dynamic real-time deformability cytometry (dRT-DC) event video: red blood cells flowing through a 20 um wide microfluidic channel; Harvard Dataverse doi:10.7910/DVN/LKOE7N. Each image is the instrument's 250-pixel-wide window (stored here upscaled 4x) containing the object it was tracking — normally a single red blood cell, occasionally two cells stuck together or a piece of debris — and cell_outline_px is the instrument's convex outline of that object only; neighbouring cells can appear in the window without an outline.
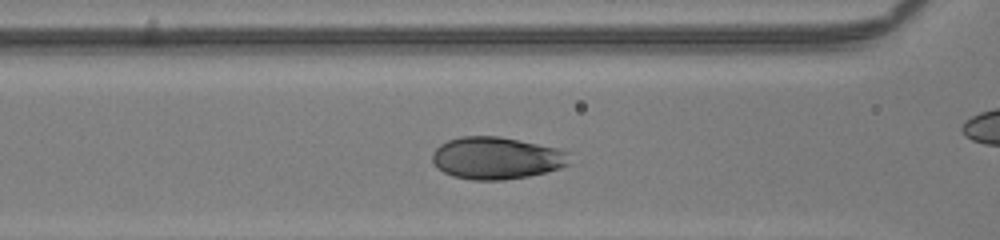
{"species": "human", "species_latin": "Homo sapiens", "temperature_condition": "room temperature", "stored_images_in_passage": 39, "camera_frame_rate_fps": 3000, "um_per_image_px": 0.085, "donor": {"sex": "male"}, "frame": {"image": 1, "passage_image": 19, "time_ms": 6.0, "image_size_px": [1000, 240], "cell_outline_px": [[568, 164], [560, 168], [528, 176], [504, 180], [472, 180], [452, 176], [436, 168], [432, 160], [432, 152], [440, 144], [448, 140], [460, 136], [500, 136], [560, 148], [568, 152]], "centroid_in_image_um": [42.17, 13.43], "position_along_channel_um": 124.4, "area_um2": 33.93}}
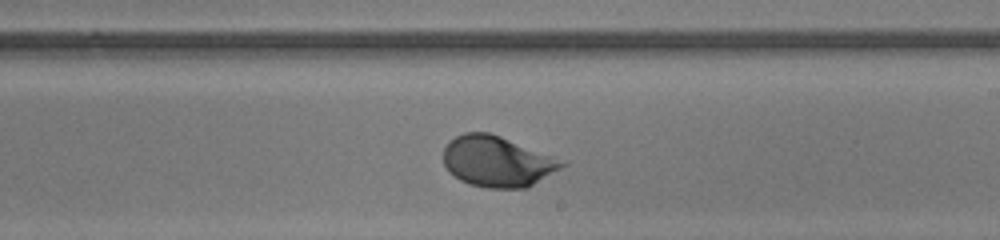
{"frame": {"image": 2, "passage_image": 28, "time_ms": 9.0, "image_size_px": [1000, 240], "cell_outline_px": [[568, 164], [528, 188], [488, 188], [468, 184], [460, 180], [448, 172], [444, 164], [444, 148], [448, 140], [464, 132], [488, 132], [500, 136], [568, 160]], "centroid_in_image_um": [42.3, 13.72], "position_along_channel_um": 246.7, "area_um2": 35.6}}
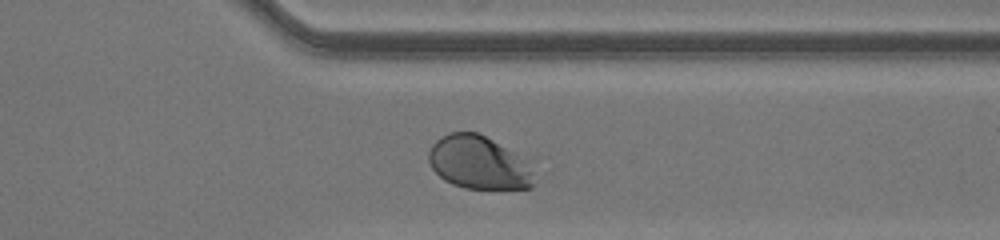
{"frame": {"image": 3, "passage_image": 37, "time_ms": 12.0, "image_size_px": [1000, 240], "cell_outline_px": [[540, 168], [532, 188], [464, 188], [452, 184], [444, 180], [432, 168], [428, 160], [428, 152], [432, 144], [436, 140], [452, 132], [476, 132], [532, 160]], "centroid_in_image_um": [40.83, 13.84], "position_along_channel_um": 370.6, "area_um2": 33.58}}